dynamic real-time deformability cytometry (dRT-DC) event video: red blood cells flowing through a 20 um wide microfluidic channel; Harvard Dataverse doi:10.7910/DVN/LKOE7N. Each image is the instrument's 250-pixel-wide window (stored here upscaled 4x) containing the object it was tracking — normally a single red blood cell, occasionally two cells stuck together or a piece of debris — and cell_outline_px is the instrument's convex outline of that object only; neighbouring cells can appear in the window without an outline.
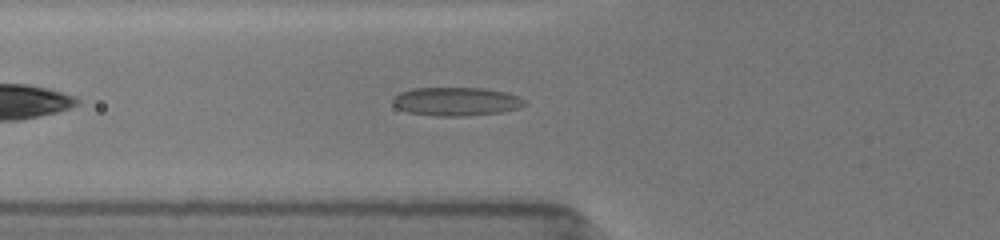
{"species": "common noctule bat (a hibernating species)", "species_latin": "Nyctalus noctula", "temperature_condition": "room temperature", "stored_images_in_passage": 54, "camera_frame_rate_fps": 3000, "um_per_image_px": 0.085, "animal": {"sex": "female", "body_mass_g": 19.5, "forearm_length_mm": 54.1}, "frame": {"image": 1, "passage_image": 6, "time_ms": 1.0, "image_size_px": [1000, 240], "cell_outline_px": [[528, 104], [520, 108], [504, 112], [464, 116], [436, 116], [408, 112], [396, 108], [392, 104], [392, 100], [400, 92], [412, 88], [484, 88], [508, 92], [520, 96]], "centroid_in_image_um": [38.82, 8.63], "position_along_channel_um": 87.0, "area_um2": 22.25}}
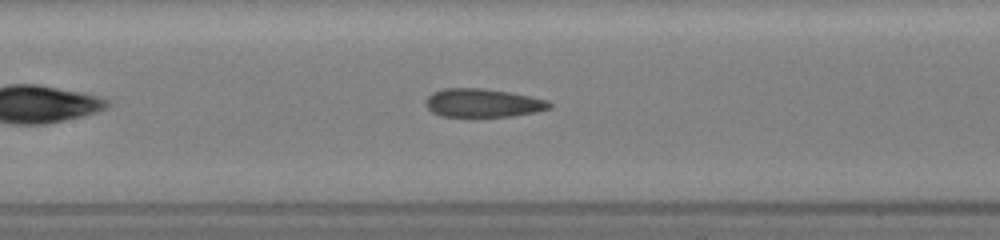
{"frame": {"image": 2, "passage_image": 14, "time_ms": 3.0, "image_size_px": [1000, 240], "cell_outline_px": [[552, 108], [536, 112], [512, 116], [440, 116], [432, 112], [428, 108], [424, 100], [432, 92], [444, 88], [484, 88], [532, 96], [548, 100], [552, 104]], "centroid_in_image_um": [41.06, 8.74], "position_along_channel_um": 166.3, "area_um2": 20.63}}
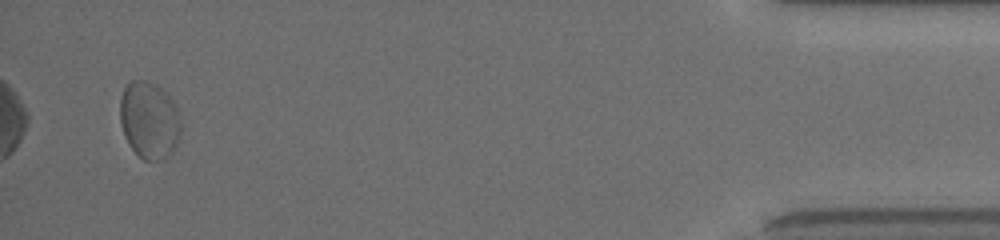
{"frame": {"image": 3, "passage_image": 51, "time_ms": 11.333, "image_size_px": [1000, 240], "cell_outline_px": [[180, 132], [176, 144], [172, 152], [164, 160], [144, 160], [128, 144], [120, 120], [120, 100], [124, 88], [132, 80], [144, 80], [156, 84], [172, 100], [180, 116]], "centroid_in_image_um": [12.69, 10.21], "position_along_channel_um": 422.5, "area_um2": 27.11}, "authors_computed_cell_mechanics": {"area_um2": 21.9062, "velocity_mm_per_s": 3.9307, "shape_relaxation_time_tau1_ms": 10.3728, "shape_relaxation_time_tau2_ms": 1.6072, "deformation_change_tau1": 0.1788, "deformation_change_tau2": 0.0933}}